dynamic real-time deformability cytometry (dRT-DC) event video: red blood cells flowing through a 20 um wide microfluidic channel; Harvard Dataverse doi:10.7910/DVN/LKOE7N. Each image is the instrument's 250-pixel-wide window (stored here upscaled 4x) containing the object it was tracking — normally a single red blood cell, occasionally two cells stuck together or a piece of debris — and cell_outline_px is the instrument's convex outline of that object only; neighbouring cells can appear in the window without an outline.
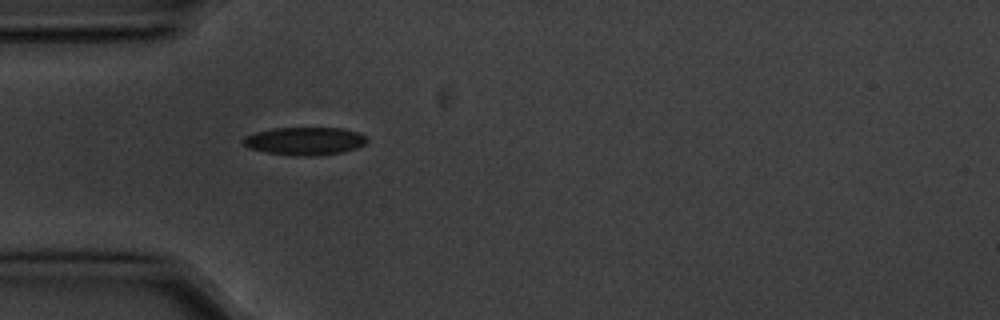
{"species": "common noctule bat (a hibernating species)", "species_latin": "Nyctalus noctula", "temperature_condition": "cold", "stored_images_in_passage": 40, "camera_frame_rate_fps": 3000, "um_per_image_px": 0.085, "animal": {"sex": "male", "body_mass_g": 20.1, "forearm_length_mm": 53.5}, "frame": {"image": 1, "passage_image": 1, "time_ms": 0.0, "image_size_px": [1000, 320], "cell_outline_px": [[368, 140], [364, 144], [356, 148], [344, 152], [308, 156], [296, 156], [268, 152], [248, 148], [244, 144], [244, 136], [256, 132], [272, 128], [344, 128], [360, 132]], "centroid_in_image_um": [25.93, 11.98], "position_along_channel_um": 59.1, "area_um2": 20.06}, "authors_computed_cell_mechanics": {"area_um2": 19.4497, "velocity_mm_per_s": 3.5697, "shape_relaxation_time_tau1_ms": 2.8001, "shape_relaxation_time_tau2_ms": 3.7486, "deformation_change_tau1": 0.0876, "deformation_change_tau2": 0.0753}}